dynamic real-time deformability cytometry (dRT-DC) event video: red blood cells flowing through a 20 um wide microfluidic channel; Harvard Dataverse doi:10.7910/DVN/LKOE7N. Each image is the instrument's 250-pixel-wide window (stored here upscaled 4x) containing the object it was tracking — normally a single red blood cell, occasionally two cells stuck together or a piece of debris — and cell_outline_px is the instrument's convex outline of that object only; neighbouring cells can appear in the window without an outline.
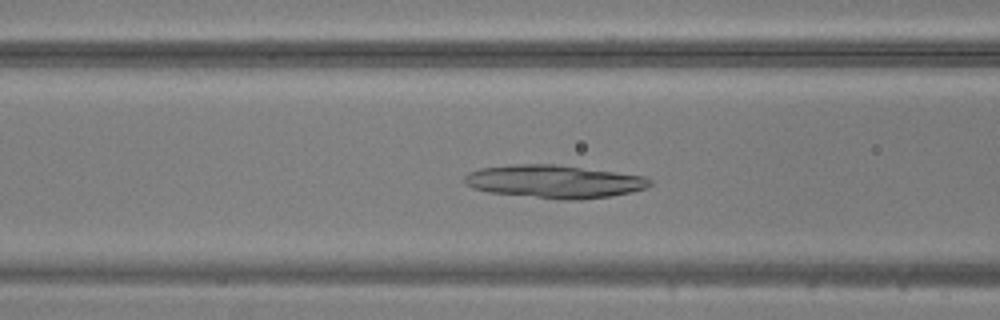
{"species": "common noctule bat (a hibernating species)", "species_latin": "Nyctalus noctula", "temperature_condition": "warm", "stored_images_in_passage": 47, "camera_frame_rate_fps": 3000, "um_per_image_px": 0.085, "animal": {"sex": "male", "body_mass_g": 20.5, "forearm_length_mm": 52.5}, "frame": {"image": 1, "passage_image": 18, "time_ms": 5.667, "image_size_px": [1000, 320], "cell_outline_px": [[652, 184], [644, 188], [632, 192], [612, 196], [580, 200], [560, 200], [488, 192], [472, 188], [464, 184], [464, 176], [468, 172], [480, 168], [512, 164], [556, 164], [616, 172], [644, 176], [652, 180]], "centroid_in_image_um": [47.09, 15.43], "position_along_channel_um": 119.5, "area_um2": 36.01}}
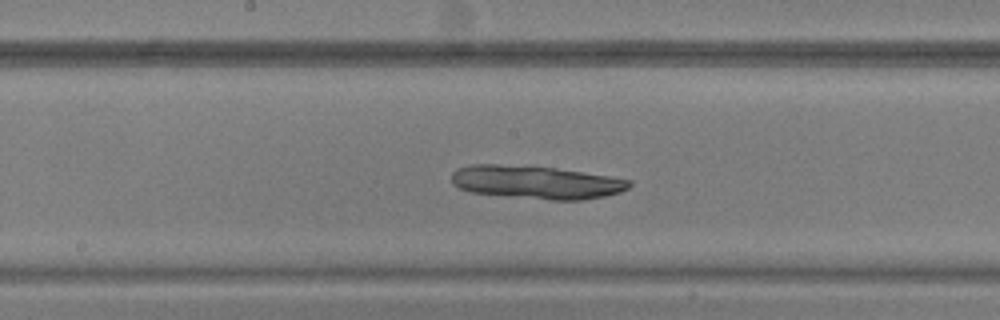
{"frame": {"image": 2, "passage_image": 24, "time_ms": 7.667, "image_size_px": [1000, 320], "cell_outline_px": [[632, 184], [628, 188], [620, 192], [604, 196], [584, 200], [552, 200], [472, 192], [460, 188], [452, 184], [452, 172], [456, 168], [472, 164], [496, 164], [556, 168], [608, 176], [632, 180]], "centroid_in_image_um": [45.58, 15.48], "position_along_channel_um": 202.6, "area_um2": 34.16}}
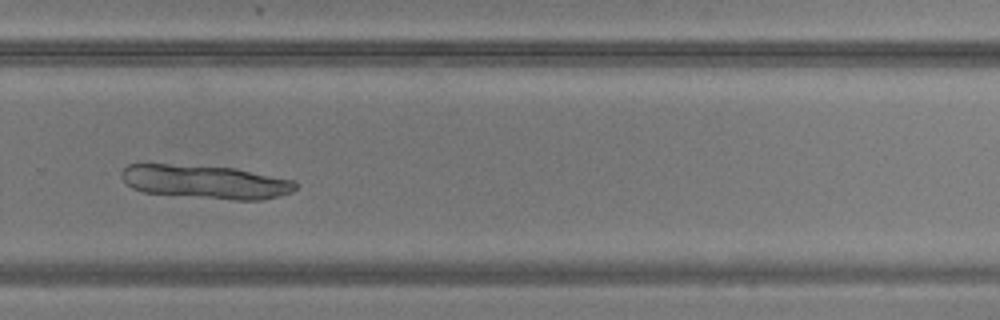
{"frame": {"image": 3, "passage_image": 32, "time_ms": 10.333, "image_size_px": [1000, 320], "cell_outline_px": [[296, 188], [292, 192], [260, 200], [232, 200], [144, 192], [132, 188], [120, 176], [120, 172], [128, 164], [136, 160], [236, 168], [296, 180]], "centroid_in_image_um": [17.37, 15.4], "position_along_channel_um": 312.4, "area_um2": 35.14}}